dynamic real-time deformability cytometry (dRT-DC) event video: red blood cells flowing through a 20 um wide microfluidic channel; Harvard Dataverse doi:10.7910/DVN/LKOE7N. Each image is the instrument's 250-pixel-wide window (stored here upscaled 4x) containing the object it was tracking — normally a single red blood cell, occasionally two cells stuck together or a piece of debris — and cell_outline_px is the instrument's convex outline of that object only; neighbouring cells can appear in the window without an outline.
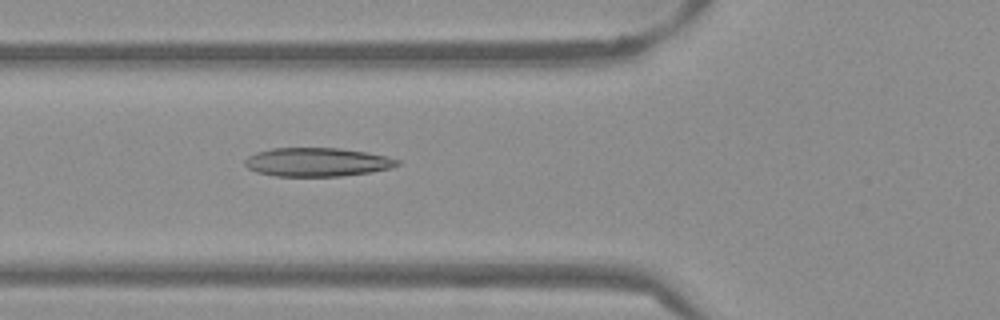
{"species": "Egyptian fruit bat (a non-hibernating species)", "species_latin": "Rousettus aegyptiacus", "temperature_condition": "warm", "stored_images_in_passage": 52, "camera_frame_rate_fps": 3000, "um_per_image_px": 0.085, "frame": {"image": 1, "passage_image": 19, "time_ms": 6.0, "image_size_px": [1000, 320], "cell_outline_px": [[400, 164], [392, 168], [368, 172], [340, 176], [276, 176], [256, 172], [248, 168], [244, 164], [244, 160], [248, 156], [256, 152], [272, 148], [340, 148], [388, 156], [400, 160]], "centroid_in_image_um": [26.94, 13.77], "position_along_channel_um": 98.9, "area_um2": 25.49}}
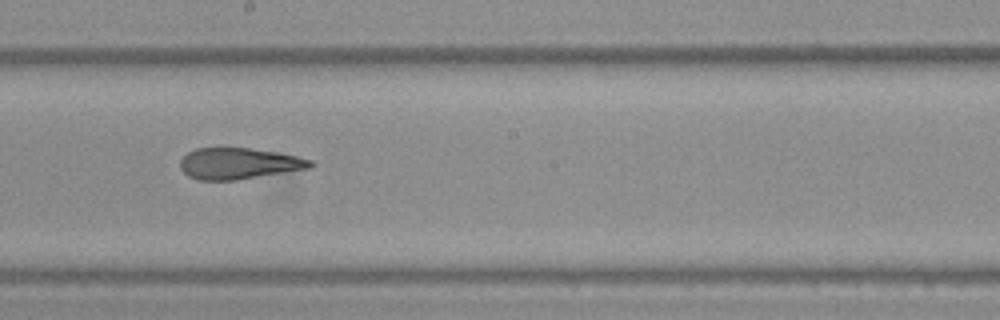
{"frame": {"image": 2, "passage_image": 29, "time_ms": 9.333, "image_size_px": [1000, 320], "cell_outline_px": [[316, 164], [312, 168], [236, 180], [196, 180], [188, 176], [180, 168], [180, 160], [188, 152], [196, 148], [252, 148], [276, 152], [296, 156], [312, 160]], "centroid_in_image_um": [20.32, 13.9], "position_along_channel_um": 227.9, "area_um2": 23.81}}
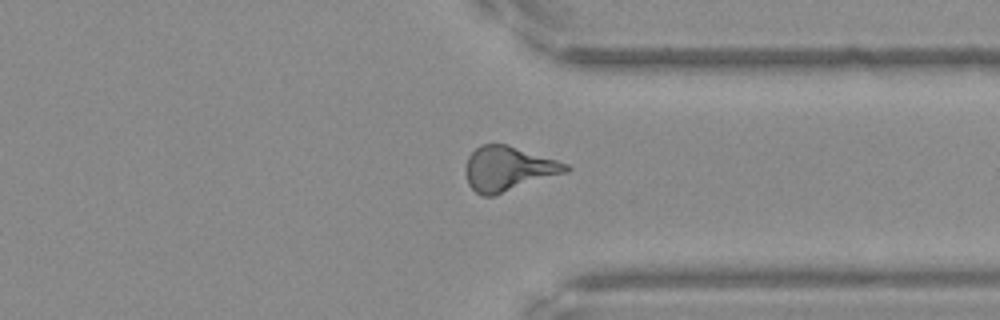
{"frame": {"image": 3, "passage_image": 40, "time_ms": 13.0, "image_size_px": [1000, 320], "cell_outline_px": [[572, 168], [568, 172], [492, 196], [484, 196], [476, 192], [468, 184], [464, 172], [464, 168], [468, 156], [480, 144], [508, 144], [568, 164]], "centroid_in_image_um": [43.18, 14.33], "position_along_channel_um": 368.2, "area_um2": 26.13}, "authors_computed_cell_mechanics": {"area_um2": 24.9985, "velocity_mm_per_s": 3.8565, "shape_relaxation_time_tau1_ms": null, "shape_relaxation_time_tau2_ms": 1.9943, "deformation_change_tau1": null, "deformation_change_tau2": 0.1179}}